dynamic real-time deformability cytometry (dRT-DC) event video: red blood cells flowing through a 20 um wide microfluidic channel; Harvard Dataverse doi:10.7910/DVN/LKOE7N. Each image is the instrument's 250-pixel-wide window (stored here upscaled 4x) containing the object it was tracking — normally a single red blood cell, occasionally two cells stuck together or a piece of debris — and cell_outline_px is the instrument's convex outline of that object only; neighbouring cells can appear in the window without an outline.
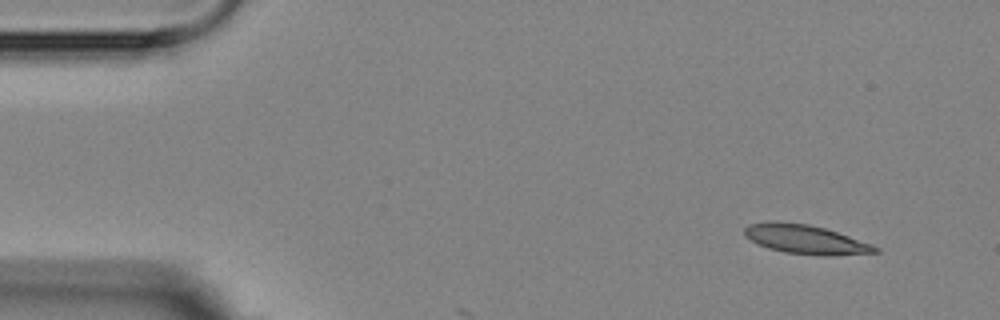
{"species": "Egyptian fruit bat (a non-hibernating species)", "species_latin": "Rousettus aegyptiacus", "temperature_condition": "room temperature", "stored_images_in_passage": 3, "camera_frame_rate_fps": 3000, "um_per_image_px": 0.085, "animal": {"sex": "female"}, "frame": {"image": 1, "passage_image": 1, "time_ms": 0.0, "image_size_px": [1000, 320], "cell_outline_px": [[880, 252], [832, 256], [824, 256], [784, 252], [768, 248], [756, 244], [744, 236], [744, 228], [748, 224], [768, 220], [776, 220], [808, 224], [824, 228], [872, 244], [880, 248]], "centroid_in_image_um": [68.42, 20.34], "position_along_channel_um": 16.6, "area_um2": 22.48}}